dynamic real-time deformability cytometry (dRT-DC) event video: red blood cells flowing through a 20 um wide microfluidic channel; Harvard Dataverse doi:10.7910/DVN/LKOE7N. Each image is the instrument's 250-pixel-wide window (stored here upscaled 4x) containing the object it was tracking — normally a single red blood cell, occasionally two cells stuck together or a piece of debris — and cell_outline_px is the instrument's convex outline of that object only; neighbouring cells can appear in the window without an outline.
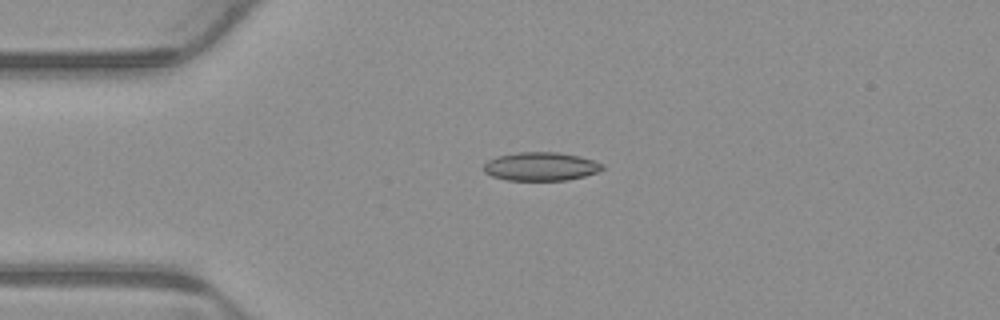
{"species": "common noctule bat (a hibernating species)", "species_latin": "Nyctalus noctula", "temperature_condition": "warm", "stored_images_in_passage": 3, "camera_frame_rate_fps": 3000, "um_per_image_px": 0.085, "animal": {"sex": "male", "body_mass_g": 23.1, "forearm_length_mm": 52.7}, "frame": {"image": 1, "passage_image": 3, "time_ms": 0.667, "image_size_px": [1000, 320], "cell_outline_px": [[604, 168], [596, 172], [584, 176], [568, 180], [508, 180], [492, 176], [484, 172], [484, 164], [488, 160], [496, 156], [516, 152], [556, 152], [580, 156], [604, 164]], "centroid_in_image_um": [45.95, 14.14], "position_along_channel_um": 39.0, "area_um2": 19.71}}